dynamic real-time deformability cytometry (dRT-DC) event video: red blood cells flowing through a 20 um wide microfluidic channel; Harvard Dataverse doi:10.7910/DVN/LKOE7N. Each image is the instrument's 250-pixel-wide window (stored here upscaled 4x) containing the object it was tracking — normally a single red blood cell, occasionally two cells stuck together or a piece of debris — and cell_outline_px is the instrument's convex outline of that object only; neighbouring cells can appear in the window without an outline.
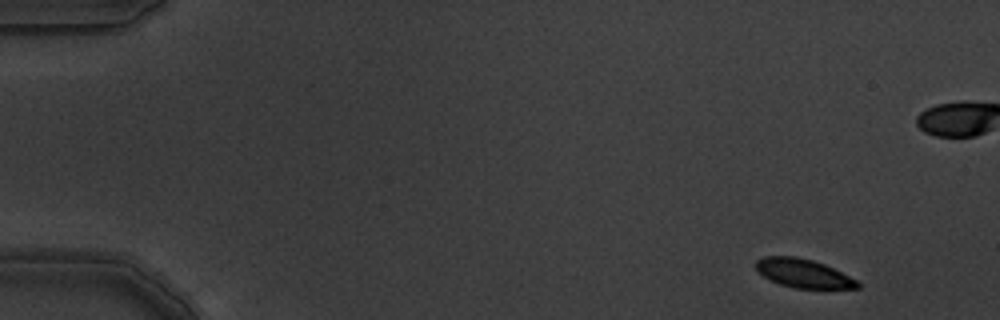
{"species": "common noctule bat (a hibernating species)", "species_latin": "Nyctalus noctula", "temperature_condition": "warm", "stored_images_in_passage": 6, "camera_frame_rate_fps": 3000, "um_per_image_px": 0.085, "animal": {"sex": "male", "body_mass_g": 19.5, "forearm_length_mm": 54.6}, "frame": {"image": 1, "passage_image": 1, "time_ms": 0.0, "image_size_px": [1000, 320], "cell_outline_px": [[860, 288], [796, 288], [780, 284], [764, 276], [756, 268], [756, 260], [764, 256], [796, 256], [812, 260], [824, 264], [856, 280], [860, 284]], "centroid_in_image_um": [68.27, 23.22], "position_along_channel_um": 16.7, "area_um2": 16.65}}